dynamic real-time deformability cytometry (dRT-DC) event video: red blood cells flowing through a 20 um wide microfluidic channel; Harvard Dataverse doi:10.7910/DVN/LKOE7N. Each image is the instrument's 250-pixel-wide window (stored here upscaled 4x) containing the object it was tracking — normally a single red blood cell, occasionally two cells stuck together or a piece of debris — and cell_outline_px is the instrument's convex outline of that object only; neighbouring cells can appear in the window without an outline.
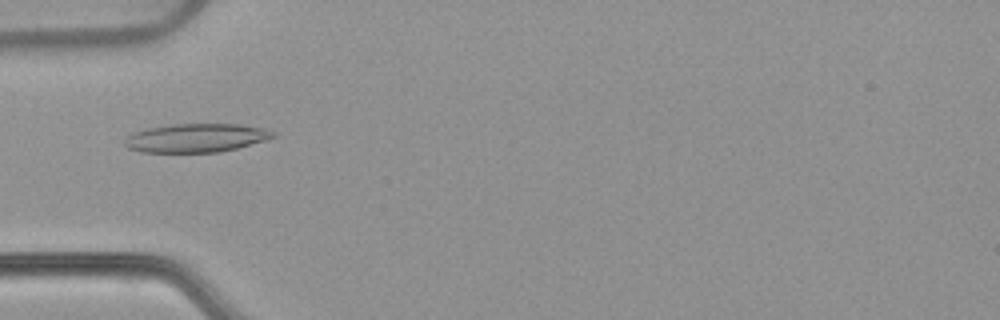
{"species": "common noctule bat (a hibernating species)", "species_latin": "Nyctalus noctula", "temperature_condition": "warm", "stored_images_in_passage": 54, "camera_frame_rate_fps": 3000, "um_per_image_px": 0.085, "animal": {"sex": "female", "body_mass_g": 22.7, "forearm_length_mm": 54.2}, "frame": {"image": 1, "passage_image": 18, "time_ms": 5.667, "image_size_px": [1000, 320], "cell_outline_px": [[276, 136], [264, 140], [236, 148], [220, 152], [140, 152], [128, 148], [124, 144], [124, 140], [132, 132], [144, 128], [172, 124], [240, 124], [264, 128], [276, 132]], "centroid_in_image_um": [16.63, 11.71], "position_along_channel_um": 68.4, "area_um2": 24.85}}
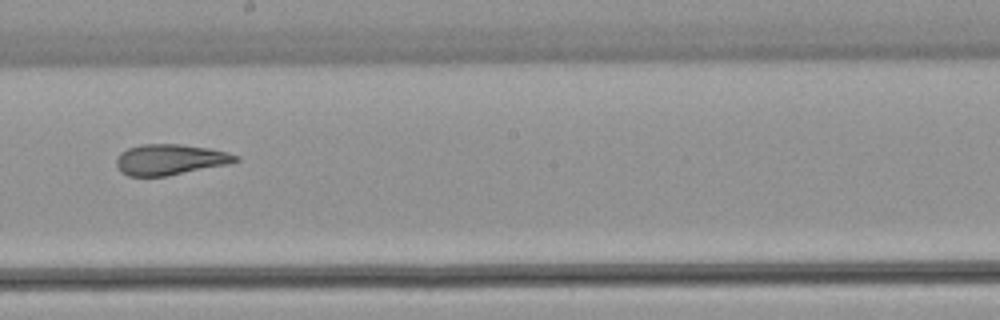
{"frame": {"image": 2, "passage_image": 31, "time_ms": 10.0, "image_size_px": [1000, 320], "cell_outline_px": [[240, 160], [228, 164], [168, 176], [128, 176], [120, 172], [116, 164], [116, 160], [120, 152], [128, 148], [140, 144], [180, 144], [208, 148], [228, 152], [240, 156]], "centroid_in_image_um": [14.45, 13.56], "position_along_channel_um": 233.7, "area_um2": 21.5}}
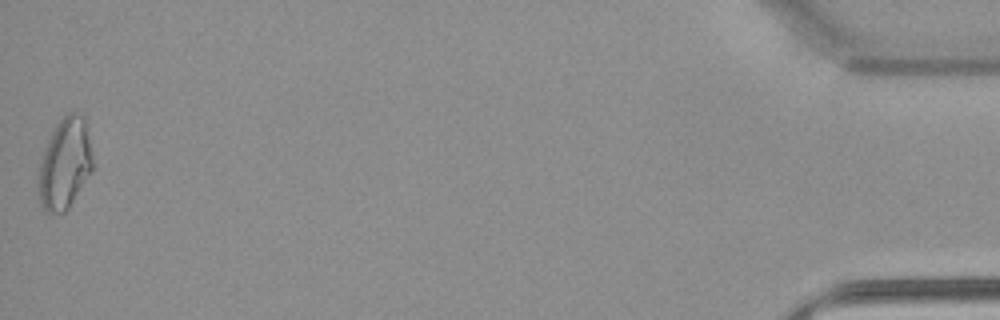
{"frame": {"image": 3, "passage_image": 54, "time_ms": 17.667, "image_size_px": [1000, 320], "cell_outline_px": [[92, 172], [68, 208], [64, 212], [44, 212], [36, 196], [36, 176], [48, 140], [56, 124], [68, 112], [84, 112], [92, 156]], "centroid_in_image_um": [5.48, 13.93], "position_along_channel_um": 429.7, "area_um2": 29.19}, "authors_computed_cell_mechanics": {"area_um2": 23.9581, "velocity_mm_per_s": 3.8127, "shape_relaxation_time_tau1_ms": null, "shape_relaxation_time_tau2_ms": 1.9921, "deformation_change_tau1": null, "deformation_change_tau2": 0.1002}}